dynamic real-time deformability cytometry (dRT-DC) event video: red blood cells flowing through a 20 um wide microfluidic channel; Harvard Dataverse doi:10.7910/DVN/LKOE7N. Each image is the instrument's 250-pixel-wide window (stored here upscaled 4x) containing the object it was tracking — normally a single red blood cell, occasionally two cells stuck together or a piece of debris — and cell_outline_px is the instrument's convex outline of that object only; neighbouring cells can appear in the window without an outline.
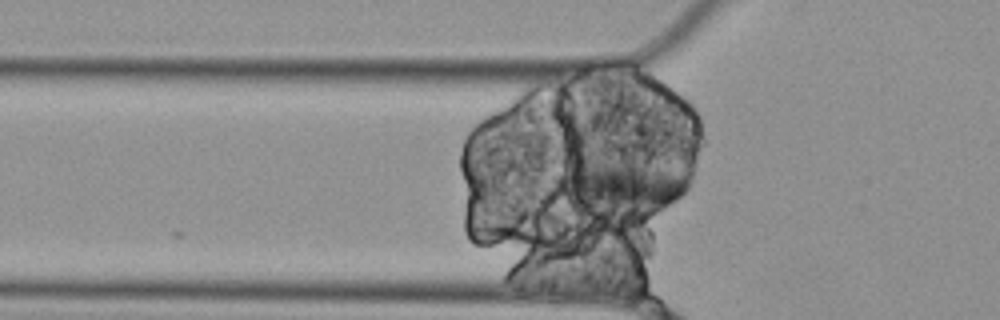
{"species": "Egyptian fruit bat (a non-hibernating species)", "species_latin": "Rousettus aegyptiacus", "temperature_condition": "cold", "stored_images_in_passage": 9, "segment_of_instrument_passage": [1, 2], "camera_frame_rate_fps": 3000, "um_per_image_px": 0.085, "animal": {"sex": "female"}, "frame": {"image": 1, "passage_image": 4, "time_ms": 1.0, "image_size_px": [1000, 320], "cell_outline_px": [[688, 188], [676, 200], [648, 216], [628, 216], [572, 204], [568, 200], [560, 176], [572, 172], [604, 164], [636, 168], [664, 172], [688, 180]], "centroid_in_image_um": [52.95, 16.1], "position_along_channel_um": 72.8, "area_um2": 34.56}}